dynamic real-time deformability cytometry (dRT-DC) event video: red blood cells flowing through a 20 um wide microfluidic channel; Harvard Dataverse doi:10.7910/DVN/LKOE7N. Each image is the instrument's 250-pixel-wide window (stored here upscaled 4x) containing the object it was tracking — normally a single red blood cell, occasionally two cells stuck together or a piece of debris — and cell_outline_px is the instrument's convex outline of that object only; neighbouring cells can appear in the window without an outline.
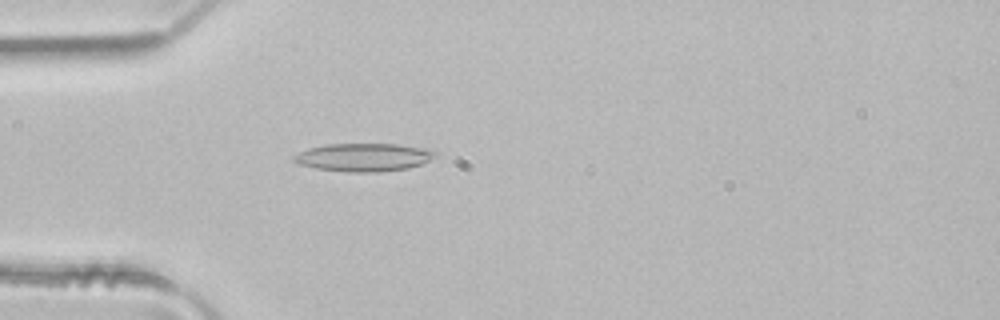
{"species": "common noctule bat (a hibernating species)", "species_latin": "Nyctalus noctula", "temperature_condition": "room temperature", "stored_images_in_passage": 4, "camera_frame_rate_fps": 3000, "um_per_image_px": 0.085, "animal": {"sex": "male", "body_mass_g": 21.5, "forearm_length_mm": 52.0}, "frame": {"image": 1, "passage_image": 4, "time_ms": 1.0, "image_size_px": [1000, 320], "cell_outline_px": [[436, 156], [420, 164], [408, 168], [380, 172], [348, 172], [316, 168], [300, 164], [292, 160], [292, 156], [308, 148], [328, 144], [396, 144], [424, 148], [436, 152]], "centroid_in_image_um": [30.89, 13.37], "position_along_channel_um": 54.1, "area_um2": 22.95}}